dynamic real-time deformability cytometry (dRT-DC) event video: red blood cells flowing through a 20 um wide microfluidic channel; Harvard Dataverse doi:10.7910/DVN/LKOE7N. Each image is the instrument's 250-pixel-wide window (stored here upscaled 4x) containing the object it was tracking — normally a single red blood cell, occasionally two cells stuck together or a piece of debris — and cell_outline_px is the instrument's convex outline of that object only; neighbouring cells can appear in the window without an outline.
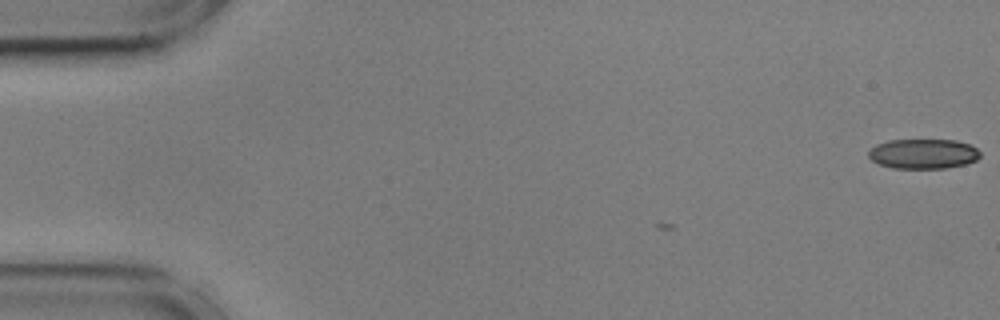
{"species": "common noctule bat (a hibernating species)", "species_latin": "Nyctalus noctula", "temperature_condition": "cold", "stored_images_in_passage": 4, "camera_frame_rate_fps": 3000, "um_per_image_px": 0.085, "animal": {"sex": "male", "body_mass_g": 17.9, "forearm_length_mm": 54.2}, "frame": {"image": 1, "passage_image": 1, "time_ms": 0.0, "image_size_px": [1000, 320], "cell_outline_px": [[980, 156], [976, 160], [964, 164], [944, 168], [892, 168], [880, 164], [872, 160], [868, 156], [868, 152], [876, 144], [888, 140], [956, 140], [968, 144], [976, 148], [980, 152]], "centroid_in_image_um": [78.46, 13.07], "position_along_channel_um": 6.5, "area_um2": 19.31}}